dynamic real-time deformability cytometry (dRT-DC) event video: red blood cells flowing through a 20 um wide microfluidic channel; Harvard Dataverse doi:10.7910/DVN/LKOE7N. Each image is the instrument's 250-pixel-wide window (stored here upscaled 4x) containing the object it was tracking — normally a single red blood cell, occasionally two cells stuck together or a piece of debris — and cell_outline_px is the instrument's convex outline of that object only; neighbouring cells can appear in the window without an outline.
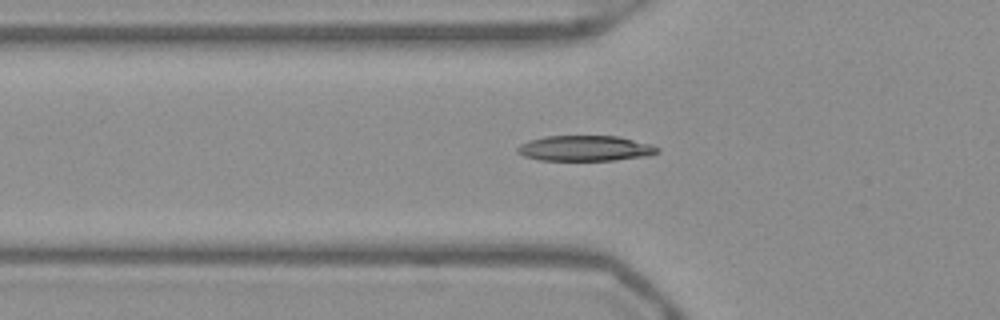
{"species": "Egyptian fruit bat (a non-hibernating species)", "species_latin": "Rousettus aegyptiacus", "temperature_condition": "warm", "stored_images_in_passage": 36, "camera_frame_rate_fps": 3000, "um_per_image_px": 0.085, "frame": {"image": 1, "passage_image": 6, "time_ms": 1.667, "image_size_px": [1000, 320], "cell_outline_px": [[660, 152], [648, 156], [612, 160], [540, 160], [524, 156], [516, 152], [516, 148], [520, 144], [528, 140], [544, 136], [620, 136], [652, 144], [660, 148]], "centroid_in_image_um": [49.75, 12.6], "position_along_channel_um": 76.0, "area_um2": 20.98}}
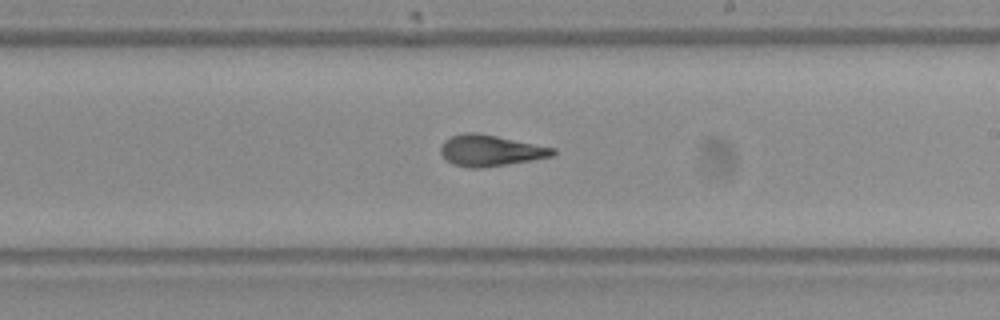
{"frame": {"image": 2, "passage_image": 19, "time_ms": 6.0, "image_size_px": [1000, 320], "cell_outline_px": [[556, 152], [552, 156], [532, 160], [480, 168], [468, 168], [452, 164], [444, 160], [440, 152], [440, 148], [444, 140], [452, 136], [464, 132], [476, 132], [556, 148]], "centroid_in_image_um": [41.64, 12.8], "position_along_channel_um": 247.4, "area_um2": 20.4}}
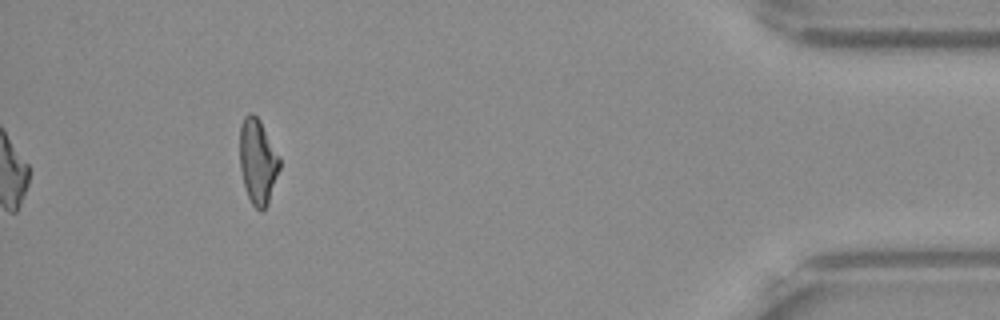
{"frame": {"image": 3, "passage_image": 36, "time_ms": 11.667, "image_size_px": [1000, 320], "cell_outline_px": [[280, 168], [268, 204], [260, 212], [252, 204], [248, 196], [244, 184], [240, 168], [240, 124], [244, 116], [248, 112], [252, 112], [260, 120], [280, 156]], "centroid_in_image_um": [21.91, 13.69], "position_along_channel_um": 413.3, "area_um2": 19.88}, "authors_computed_cell_mechanics": {"area_um2": 20.1722, "velocity_mm_per_s": 3.9271, "shape_relaxation_time_tau1_ms": 10.0843, "shape_relaxation_time_tau2_ms": 1.7182, "deformation_change_tau1": 0.2974, "deformation_change_tau2": 0.1038}}